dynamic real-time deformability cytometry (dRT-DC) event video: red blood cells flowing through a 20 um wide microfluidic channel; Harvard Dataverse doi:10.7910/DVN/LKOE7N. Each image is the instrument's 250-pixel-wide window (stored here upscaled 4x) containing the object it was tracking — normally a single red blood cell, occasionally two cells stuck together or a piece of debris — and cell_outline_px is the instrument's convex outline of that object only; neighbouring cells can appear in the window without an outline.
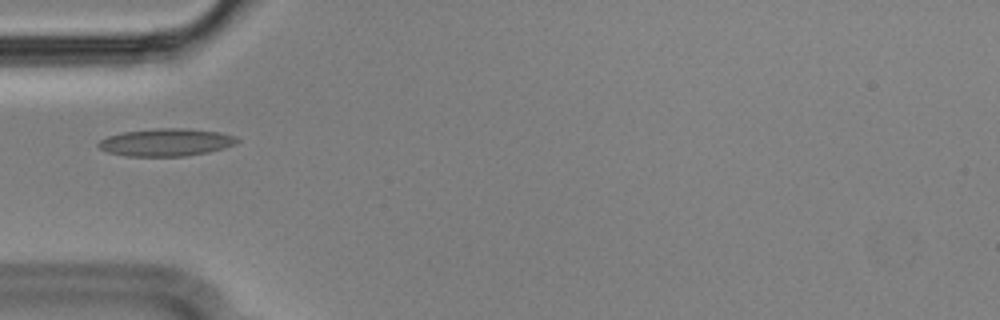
{"species": "Egyptian fruit bat (a non-hibernating species)", "species_latin": "Rousettus aegyptiacus", "temperature_condition": "cold", "stored_images_in_passage": 39, "camera_frame_rate_fps": 3000, "um_per_image_px": 0.085, "animal": {"sex": "male"}, "frame": {"image": 1, "passage_image": 1, "time_ms": 0.0, "image_size_px": [1000, 320], "cell_outline_px": [[240, 140], [236, 144], [224, 148], [208, 152], [184, 156], [128, 156], [108, 152], [100, 148], [96, 144], [100, 140], [108, 136], [124, 132], [156, 128], [184, 128], [220, 132], [236, 136]], "centroid_in_image_um": [14.15, 12.09], "position_along_channel_um": 70.9, "area_um2": 22.25}}
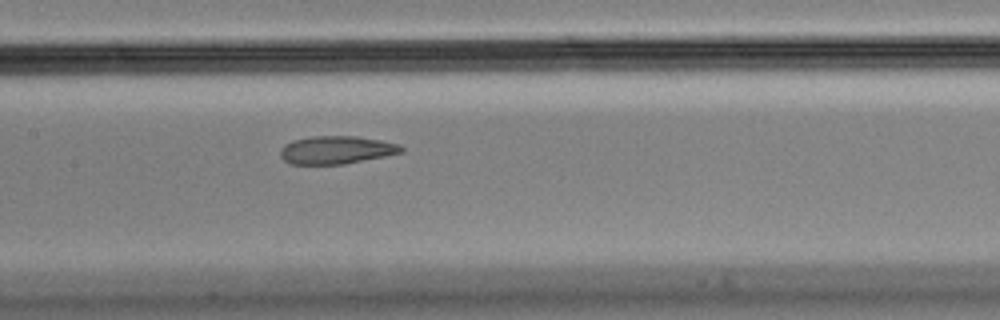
{"frame": {"image": 2, "passage_image": 10, "time_ms": 3.0, "image_size_px": [1000, 320], "cell_outline_px": [[404, 152], [344, 164], [292, 164], [284, 160], [280, 156], [280, 148], [284, 144], [292, 140], [312, 136], [356, 136], [380, 140], [400, 144], [404, 148]], "centroid_in_image_um": [28.58, 12.74], "position_along_channel_um": 178.8, "area_um2": 19.77}}
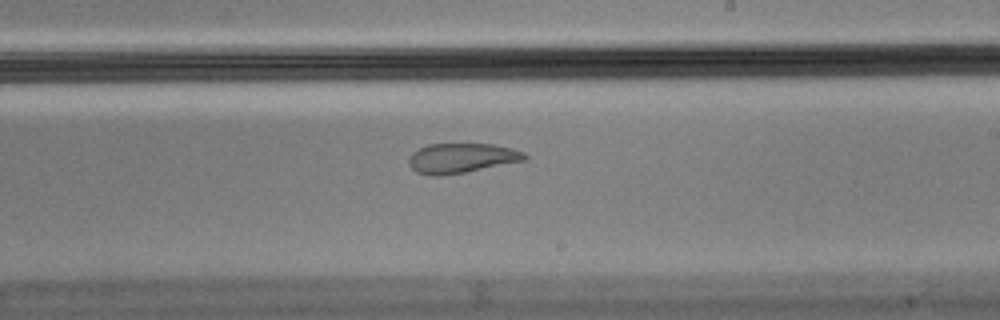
{"frame": {"image": 3, "passage_image": 16, "time_ms": 5.0, "image_size_px": [1000, 320], "cell_outline_px": [[528, 156], [524, 160], [464, 172], [440, 176], [432, 176], [416, 172], [408, 164], [408, 160], [412, 152], [428, 144], [492, 144], [512, 148], [524, 152]], "centroid_in_image_um": [39.19, 13.43], "position_along_channel_um": 249.8, "area_um2": 19.94}}